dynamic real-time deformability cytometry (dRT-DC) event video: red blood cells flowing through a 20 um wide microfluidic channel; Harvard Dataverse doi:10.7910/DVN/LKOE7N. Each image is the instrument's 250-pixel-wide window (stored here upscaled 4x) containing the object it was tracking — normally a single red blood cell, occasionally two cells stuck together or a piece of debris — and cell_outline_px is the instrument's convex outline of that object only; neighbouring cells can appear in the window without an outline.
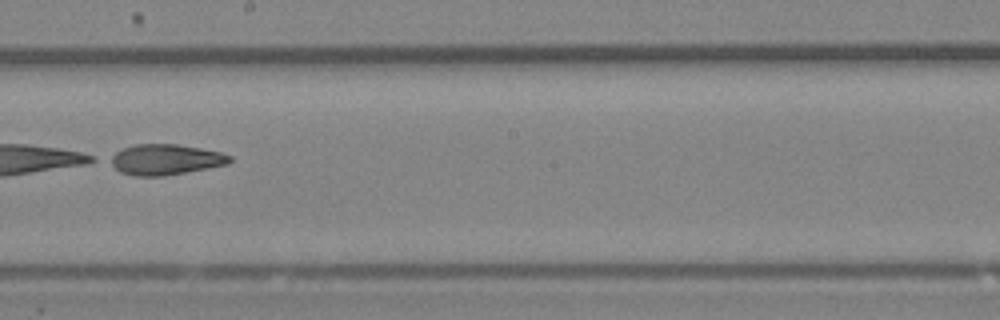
{"species": "Egyptian fruit bat (a non-hibernating species)", "species_latin": "Rousettus aegyptiacus", "temperature_condition": "room temperature", "stored_images_in_passage": 45, "camera_frame_rate_fps": 3000, "um_per_image_px": 0.085, "animal": {"sex": "female"}, "frame": {"image": 1, "passage_image": 26, "time_ms": 8.333, "image_size_px": [1000, 320], "cell_outline_px": [[232, 160], [228, 164], [208, 168], [164, 176], [132, 176], [120, 172], [104, 160], [108, 156], [124, 148], [136, 144], [176, 144], [200, 148], [220, 152], [232, 156]], "centroid_in_image_um": [14.0, 13.57], "position_along_channel_um": 234.2, "area_um2": 21.56}}